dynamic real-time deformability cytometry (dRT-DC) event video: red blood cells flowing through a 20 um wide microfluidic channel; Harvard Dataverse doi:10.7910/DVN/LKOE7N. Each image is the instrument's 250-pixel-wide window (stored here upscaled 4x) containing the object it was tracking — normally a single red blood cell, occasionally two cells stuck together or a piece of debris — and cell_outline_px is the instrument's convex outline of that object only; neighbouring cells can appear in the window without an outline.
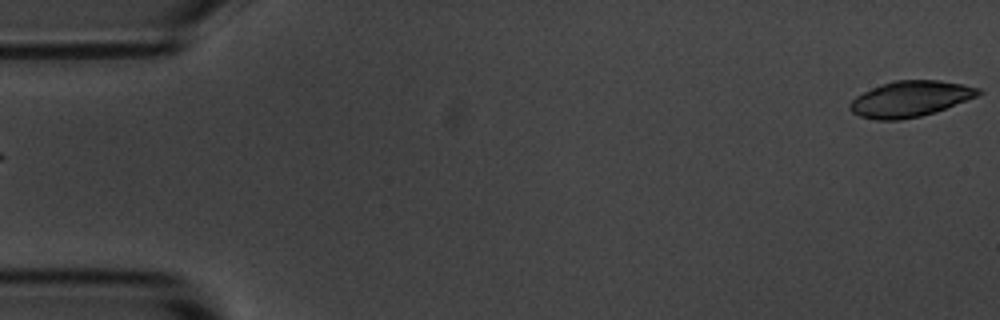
{"species": "common noctule bat (a hibernating species)", "species_latin": "Nyctalus noctula", "temperature_condition": "room temperature", "stored_images_in_passage": 57, "camera_frame_rate_fps": 3000, "um_per_image_px": 0.085, "animal": {"sex": "male", "body_mass_g": 20.1, "forearm_length_mm": 53.5}, "frame": {"image": 1, "passage_image": 1, "time_ms": 0.0, "image_size_px": [1000, 320], "cell_outline_px": [[984, 92], [976, 96], [936, 112], [920, 116], [900, 120], [876, 120], [860, 116], [852, 112], [848, 108], [848, 104], [856, 96], [880, 84], [896, 80], [940, 80], [964, 84], [980, 88]], "centroid_in_image_um": [77.36, 8.4], "position_along_channel_um": 7.6, "area_um2": 26.88}}
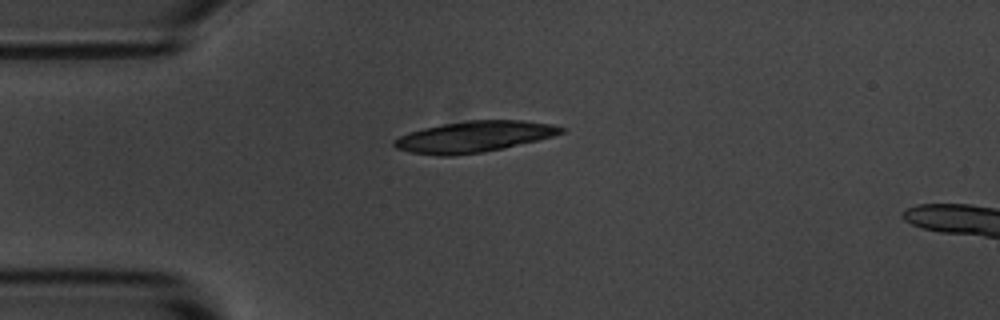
{"frame": {"image": 2, "passage_image": 14, "time_ms": 4.333, "image_size_px": [1000, 320], "cell_outline_px": [[564, 132], [552, 136], [504, 148], [484, 152], [452, 156], [440, 156], [412, 152], [396, 148], [392, 144], [400, 136], [408, 132], [424, 128], [444, 124], [468, 120], [524, 120], [552, 124], [564, 128]], "centroid_in_image_um": [40.29, 11.62], "position_along_channel_um": 44.7, "area_um2": 30.0}}
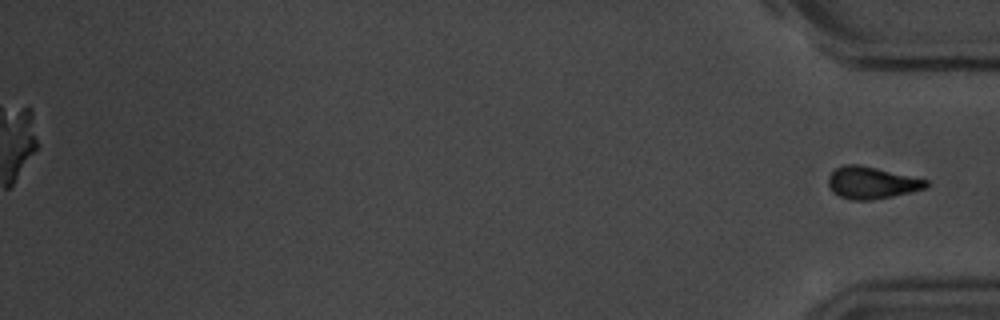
{"frame": {"image": 3, "passage_image": 57, "time_ms": 18.667, "image_size_px": [1000, 320], "cell_outline_px": [[928, 188], [892, 196], [872, 200], [852, 200], [840, 196], [832, 192], [828, 184], [828, 176], [836, 168], [844, 164], [856, 164], [876, 168], [928, 180]], "centroid_in_image_um": [74.07, 15.54], "position_along_channel_um": 361.1, "area_um2": 18.15}}